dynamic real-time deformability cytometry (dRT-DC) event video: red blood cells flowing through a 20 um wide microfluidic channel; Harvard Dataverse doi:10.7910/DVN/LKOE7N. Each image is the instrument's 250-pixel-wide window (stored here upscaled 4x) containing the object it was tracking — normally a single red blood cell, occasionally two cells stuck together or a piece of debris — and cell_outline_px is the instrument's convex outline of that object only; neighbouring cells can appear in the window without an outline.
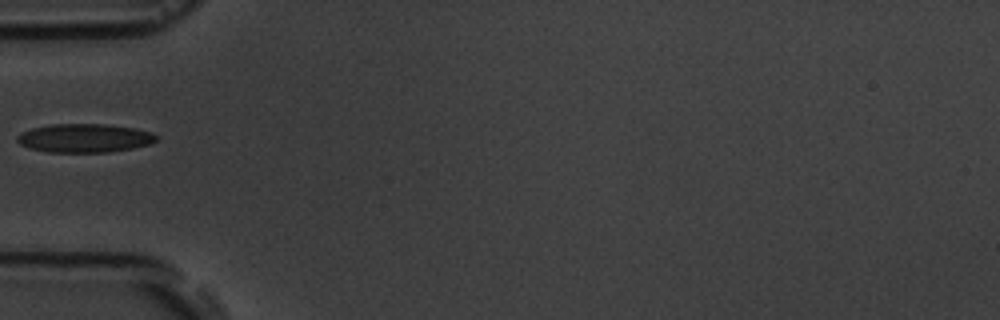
{"species": "common noctule bat (a hibernating species)", "species_latin": "Nyctalus noctula", "temperature_condition": "room temperature", "stored_images_in_passage": 2, "camera_frame_rate_fps": 3000, "um_per_image_px": 0.085, "animal": {"sex": "male", "body_mass_g": 19.5, "forearm_length_mm": 54.6}, "frame": {"image": 1, "passage_image": 1, "time_ms": 0.0, "image_size_px": [1000, 320], "cell_outline_px": [[160, 136], [156, 140], [148, 144], [132, 148], [108, 152], [48, 152], [28, 148], [20, 144], [16, 140], [16, 136], [20, 132], [32, 128], [48, 124], [104, 124], [136, 128], [152, 132]], "centroid_in_image_um": [7.16, 11.73], "position_along_channel_um": 77.8, "area_um2": 23.41}}
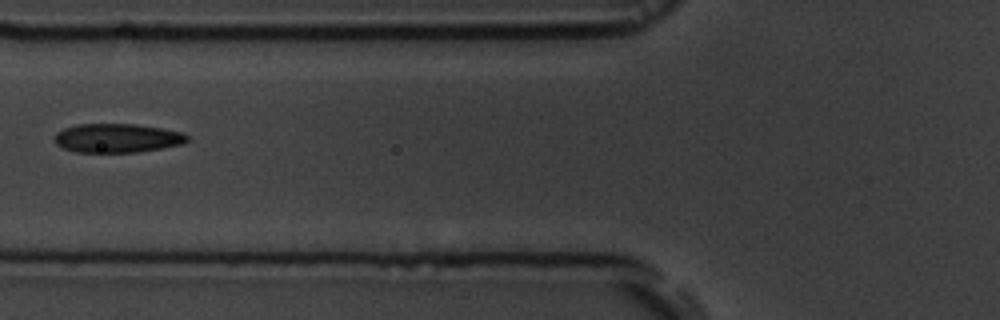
{"frame": {"image": 2, "passage_image": 2, "time_ms": 1.0, "image_size_px": [1000, 320], "cell_outline_px": [[188, 140], [184, 144], [136, 152], [76, 152], [64, 148], [56, 144], [56, 132], [64, 128], [76, 124], [136, 124], [184, 132], [188, 136]], "centroid_in_image_um": [9.98, 11.73], "position_along_channel_um": 115.8, "area_um2": 22.31}}